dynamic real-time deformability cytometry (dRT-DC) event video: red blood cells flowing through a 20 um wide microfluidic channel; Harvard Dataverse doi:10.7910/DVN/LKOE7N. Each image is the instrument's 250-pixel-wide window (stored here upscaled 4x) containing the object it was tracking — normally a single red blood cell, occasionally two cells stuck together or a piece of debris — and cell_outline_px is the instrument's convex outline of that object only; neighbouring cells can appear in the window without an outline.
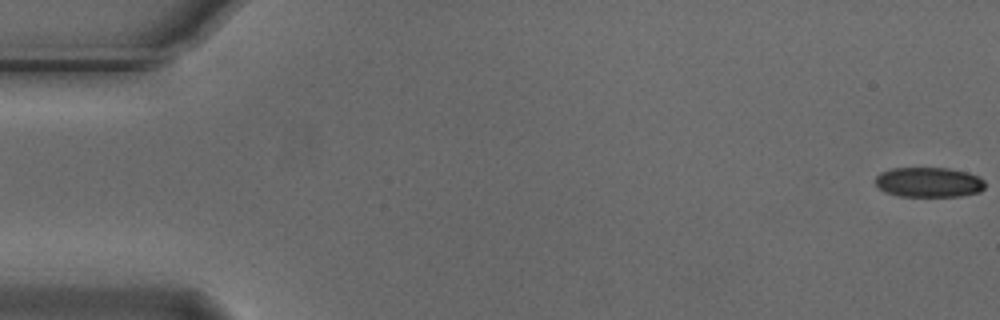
{"species": "Egyptian fruit bat (a non-hibernating species)", "species_latin": "Rousettus aegyptiacus", "temperature_condition": "cold", "stored_images_in_passage": 56, "camera_frame_rate_fps": 3000, "um_per_image_px": 0.085, "animal": {"sex": "male"}, "frame": {"image": 1, "passage_image": 1, "time_ms": 0.0, "image_size_px": [1000, 320], "cell_outline_px": [[984, 188], [980, 192], [960, 196], [900, 196], [884, 192], [876, 184], [876, 176], [880, 172], [892, 168], [948, 168], [968, 172], [984, 180]], "centroid_in_image_um": [78.94, 15.49], "position_along_channel_um": 6.1, "area_um2": 19.13}}
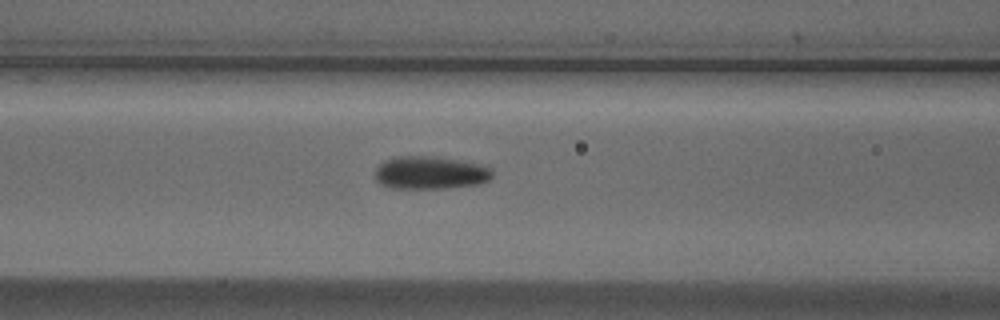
{"frame": {"image": 2, "passage_image": 23, "time_ms": 7.333, "image_size_px": [1000, 320], "cell_outline_px": [[492, 176], [488, 180], [480, 184], [444, 188], [392, 188], [380, 184], [376, 180], [376, 168], [384, 160], [400, 156], [436, 156], [480, 164], [492, 168]], "centroid_in_image_um": [36.58, 14.68], "position_along_channel_um": 130.0, "area_um2": 22.48}}
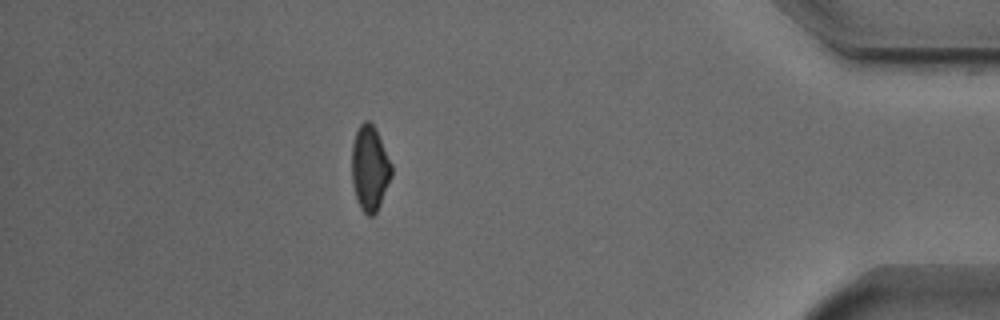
{"frame": {"image": 3, "passage_image": 49, "time_ms": 16.0, "image_size_px": [1000, 320], "cell_outline_px": [[392, 176], [380, 204], [376, 212], [372, 216], [368, 216], [360, 208], [356, 200], [352, 184], [352, 144], [356, 132], [360, 124], [364, 120], [368, 120], [372, 124], [392, 164]], "centroid_in_image_um": [31.42, 14.33], "position_along_channel_um": 403.8, "area_um2": 19.59}, "authors_computed_cell_mechanics": {"area_um2": 20.8947, "velocity_mm_per_s": 3.7181, "shape_relaxation_time_tau1_ms": 4.163, "shape_relaxation_time_tau2_ms": 1.6784, "deformation_change_tau1": 0.1003, "deformation_change_tau2": 0.0755}}